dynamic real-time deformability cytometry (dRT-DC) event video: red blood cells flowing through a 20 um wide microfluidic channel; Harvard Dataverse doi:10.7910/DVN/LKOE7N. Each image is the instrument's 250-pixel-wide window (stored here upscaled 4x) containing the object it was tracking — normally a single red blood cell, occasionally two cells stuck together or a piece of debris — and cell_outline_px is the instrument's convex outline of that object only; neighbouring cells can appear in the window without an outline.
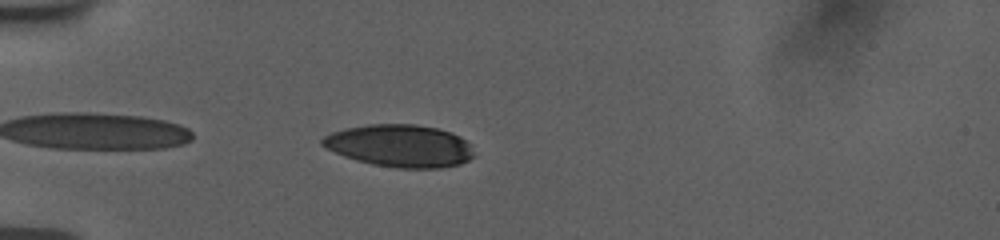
{"species": "human", "species_latin": "Homo sapiens", "temperature_condition": "room temperature", "stored_images_in_passage": 37, "camera_frame_rate_fps": 3000, "um_per_image_px": 0.085, "donor": {"sex": "female"}, "frame": {"image": 1, "passage_image": 2, "time_ms": 0.333, "image_size_px": [1000, 240], "cell_outline_px": [[476, 156], [460, 164], [440, 168], [396, 168], [372, 164], [356, 160], [344, 156], [320, 144], [320, 140], [324, 136], [332, 132], [344, 128], [368, 124], [416, 124], [436, 128], [452, 132], [460, 136], [468, 144]], "centroid_in_image_um": [33.99, 12.39], "position_along_channel_um": 51.0, "area_um2": 37.51}}
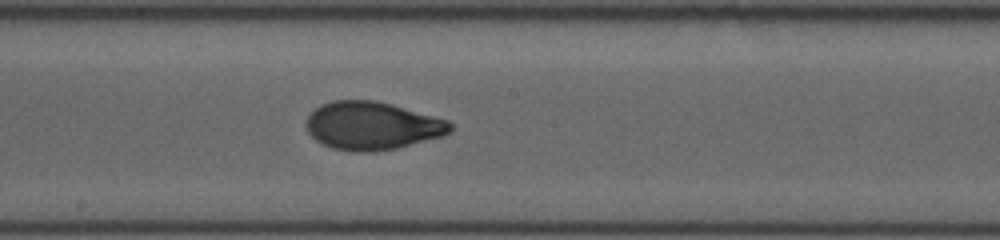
{"frame": {"image": 2, "passage_image": 17, "time_ms": 5.333, "image_size_px": [1000, 240], "cell_outline_px": [[452, 128], [444, 136], [396, 148], [372, 152], [360, 152], [332, 148], [316, 140], [308, 132], [304, 124], [308, 116], [320, 104], [332, 100], [376, 100], [392, 104], [448, 120], [452, 124]], "centroid_in_image_um": [31.62, 10.68], "position_along_channel_um": 216.6, "area_um2": 40.34}}
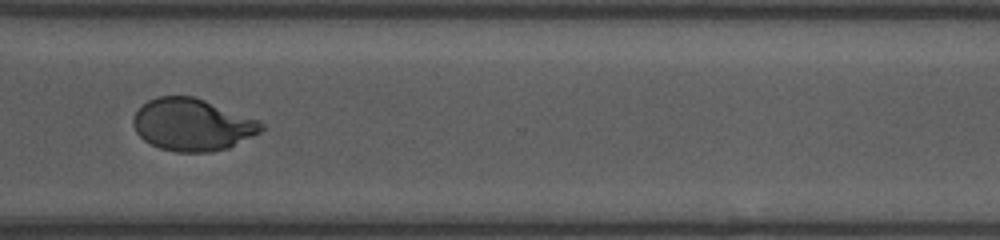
{"frame": {"image": 3, "passage_image": 28, "time_ms": 9.0, "image_size_px": [1000, 240], "cell_outline_px": [[264, 128], [260, 132], [228, 148], [208, 152], [176, 152], [160, 148], [144, 140], [136, 132], [132, 124], [132, 120], [136, 112], [148, 100], [156, 96], [192, 96], [204, 100], [260, 120], [264, 124]], "centroid_in_image_um": [16.34, 10.6], "position_along_channel_um": 354.3, "area_um2": 38.78}, "authors_computed_cell_mechanics": {"area_um2": 39.7664, "velocity_mm_per_s": 3.7769, "shape_relaxation_time_tau1_ms": 4.4426, "shape_relaxation_time_tau2_ms": 0.8291, "deformation_change_tau1": 0.1947, "deformation_change_tau2": 0.051}}